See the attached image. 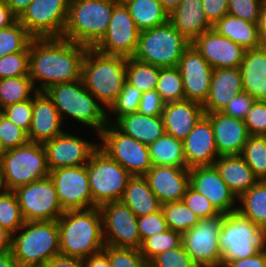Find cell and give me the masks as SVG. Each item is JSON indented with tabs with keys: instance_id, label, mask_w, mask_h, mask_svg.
Listing matches in <instances>:
<instances>
[{
	"instance_id": "83f0119b",
	"label": "cell",
	"mask_w": 266,
	"mask_h": 267,
	"mask_svg": "<svg viewBox=\"0 0 266 267\" xmlns=\"http://www.w3.org/2000/svg\"><path fill=\"white\" fill-rule=\"evenodd\" d=\"M239 70L243 92L266 101V46L246 50Z\"/></svg>"
},
{
	"instance_id": "484cf974",
	"label": "cell",
	"mask_w": 266,
	"mask_h": 267,
	"mask_svg": "<svg viewBox=\"0 0 266 267\" xmlns=\"http://www.w3.org/2000/svg\"><path fill=\"white\" fill-rule=\"evenodd\" d=\"M243 92L239 68L213 69L209 94L202 104L204 114L222 112L230 100Z\"/></svg>"
},
{
	"instance_id": "89a4df30",
	"label": "cell",
	"mask_w": 266,
	"mask_h": 267,
	"mask_svg": "<svg viewBox=\"0 0 266 267\" xmlns=\"http://www.w3.org/2000/svg\"><path fill=\"white\" fill-rule=\"evenodd\" d=\"M163 8L170 14L174 9L178 7L182 0H158Z\"/></svg>"
},
{
	"instance_id": "44dd1931",
	"label": "cell",
	"mask_w": 266,
	"mask_h": 267,
	"mask_svg": "<svg viewBox=\"0 0 266 267\" xmlns=\"http://www.w3.org/2000/svg\"><path fill=\"white\" fill-rule=\"evenodd\" d=\"M202 57L216 68H239L245 49L211 28L191 42Z\"/></svg>"
},
{
	"instance_id": "f5cc1de1",
	"label": "cell",
	"mask_w": 266,
	"mask_h": 267,
	"mask_svg": "<svg viewBox=\"0 0 266 267\" xmlns=\"http://www.w3.org/2000/svg\"><path fill=\"white\" fill-rule=\"evenodd\" d=\"M264 0H228V14L258 23L260 9Z\"/></svg>"
},
{
	"instance_id": "603a6c76",
	"label": "cell",
	"mask_w": 266,
	"mask_h": 267,
	"mask_svg": "<svg viewBox=\"0 0 266 267\" xmlns=\"http://www.w3.org/2000/svg\"><path fill=\"white\" fill-rule=\"evenodd\" d=\"M183 148L187 168L214 165L219 155L212 123L205 114L183 140Z\"/></svg>"
},
{
	"instance_id": "f907efd6",
	"label": "cell",
	"mask_w": 266,
	"mask_h": 267,
	"mask_svg": "<svg viewBox=\"0 0 266 267\" xmlns=\"http://www.w3.org/2000/svg\"><path fill=\"white\" fill-rule=\"evenodd\" d=\"M0 112L28 133L33 114V97L23 102L8 105Z\"/></svg>"
},
{
	"instance_id": "6125c7cd",
	"label": "cell",
	"mask_w": 266,
	"mask_h": 267,
	"mask_svg": "<svg viewBox=\"0 0 266 267\" xmlns=\"http://www.w3.org/2000/svg\"><path fill=\"white\" fill-rule=\"evenodd\" d=\"M85 267H110L107 254L101 250L83 259Z\"/></svg>"
},
{
	"instance_id": "7c38bea8",
	"label": "cell",
	"mask_w": 266,
	"mask_h": 267,
	"mask_svg": "<svg viewBox=\"0 0 266 267\" xmlns=\"http://www.w3.org/2000/svg\"><path fill=\"white\" fill-rule=\"evenodd\" d=\"M226 214L200 221L182 234V245L198 267H221L222 252L218 238Z\"/></svg>"
},
{
	"instance_id": "11a10c76",
	"label": "cell",
	"mask_w": 266,
	"mask_h": 267,
	"mask_svg": "<svg viewBox=\"0 0 266 267\" xmlns=\"http://www.w3.org/2000/svg\"><path fill=\"white\" fill-rule=\"evenodd\" d=\"M138 229L142 242L144 239L151 237L154 234L168 230L169 227L164 218L163 212L160 209L154 213L138 217Z\"/></svg>"
},
{
	"instance_id": "816d5d0a",
	"label": "cell",
	"mask_w": 266,
	"mask_h": 267,
	"mask_svg": "<svg viewBox=\"0 0 266 267\" xmlns=\"http://www.w3.org/2000/svg\"><path fill=\"white\" fill-rule=\"evenodd\" d=\"M182 201L200 219L211 218L220 214L205 196L190 186L187 187Z\"/></svg>"
},
{
	"instance_id": "e7e4bbea",
	"label": "cell",
	"mask_w": 266,
	"mask_h": 267,
	"mask_svg": "<svg viewBox=\"0 0 266 267\" xmlns=\"http://www.w3.org/2000/svg\"><path fill=\"white\" fill-rule=\"evenodd\" d=\"M33 0H6V5L18 18Z\"/></svg>"
},
{
	"instance_id": "d590c367",
	"label": "cell",
	"mask_w": 266,
	"mask_h": 267,
	"mask_svg": "<svg viewBox=\"0 0 266 267\" xmlns=\"http://www.w3.org/2000/svg\"><path fill=\"white\" fill-rule=\"evenodd\" d=\"M237 211L259 227L266 228V180H259L239 198Z\"/></svg>"
},
{
	"instance_id": "f546056e",
	"label": "cell",
	"mask_w": 266,
	"mask_h": 267,
	"mask_svg": "<svg viewBox=\"0 0 266 267\" xmlns=\"http://www.w3.org/2000/svg\"><path fill=\"white\" fill-rule=\"evenodd\" d=\"M214 166L237 198L259 181L241 155L219 156Z\"/></svg>"
},
{
	"instance_id": "f6af8a7d",
	"label": "cell",
	"mask_w": 266,
	"mask_h": 267,
	"mask_svg": "<svg viewBox=\"0 0 266 267\" xmlns=\"http://www.w3.org/2000/svg\"><path fill=\"white\" fill-rule=\"evenodd\" d=\"M141 96L142 92L126 81L118 97L107 109L108 112H113L116 117L113 121L107 112V122L114 124L120 117L137 112Z\"/></svg>"
},
{
	"instance_id": "b9f144b4",
	"label": "cell",
	"mask_w": 266,
	"mask_h": 267,
	"mask_svg": "<svg viewBox=\"0 0 266 267\" xmlns=\"http://www.w3.org/2000/svg\"><path fill=\"white\" fill-rule=\"evenodd\" d=\"M240 155L259 180H266V136L249 135Z\"/></svg>"
},
{
	"instance_id": "5bb4252c",
	"label": "cell",
	"mask_w": 266,
	"mask_h": 267,
	"mask_svg": "<svg viewBox=\"0 0 266 267\" xmlns=\"http://www.w3.org/2000/svg\"><path fill=\"white\" fill-rule=\"evenodd\" d=\"M102 215L104 244L119 248L140 249L138 217L121 200L99 207Z\"/></svg>"
},
{
	"instance_id": "db71d44e",
	"label": "cell",
	"mask_w": 266,
	"mask_h": 267,
	"mask_svg": "<svg viewBox=\"0 0 266 267\" xmlns=\"http://www.w3.org/2000/svg\"><path fill=\"white\" fill-rule=\"evenodd\" d=\"M244 122L249 135L266 136V101L256 100Z\"/></svg>"
},
{
	"instance_id": "277c9868",
	"label": "cell",
	"mask_w": 266,
	"mask_h": 267,
	"mask_svg": "<svg viewBox=\"0 0 266 267\" xmlns=\"http://www.w3.org/2000/svg\"><path fill=\"white\" fill-rule=\"evenodd\" d=\"M44 92L52 100L63 122L67 116L71 117L94 129L97 136L108 124L106 108L86 89L82 79L53 85Z\"/></svg>"
},
{
	"instance_id": "ffe728a7",
	"label": "cell",
	"mask_w": 266,
	"mask_h": 267,
	"mask_svg": "<svg viewBox=\"0 0 266 267\" xmlns=\"http://www.w3.org/2000/svg\"><path fill=\"white\" fill-rule=\"evenodd\" d=\"M185 93V99L205 102L210 90L212 66L190 45L180 58L178 65Z\"/></svg>"
},
{
	"instance_id": "03108f58",
	"label": "cell",
	"mask_w": 266,
	"mask_h": 267,
	"mask_svg": "<svg viewBox=\"0 0 266 267\" xmlns=\"http://www.w3.org/2000/svg\"><path fill=\"white\" fill-rule=\"evenodd\" d=\"M12 248V233L0 226V253L10 252Z\"/></svg>"
},
{
	"instance_id": "9c48e42d",
	"label": "cell",
	"mask_w": 266,
	"mask_h": 267,
	"mask_svg": "<svg viewBox=\"0 0 266 267\" xmlns=\"http://www.w3.org/2000/svg\"><path fill=\"white\" fill-rule=\"evenodd\" d=\"M191 45L169 21L139 33L133 55L139 61L158 67L178 66L184 51Z\"/></svg>"
},
{
	"instance_id": "2644e50d",
	"label": "cell",
	"mask_w": 266,
	"mask_h": 267,
	"mask_svg": "<svg viewBox=\"0 0 266 267\" xmlns=\"http://www.w3.org/2000/svg\"><path fill=\"white\" fill-rule=\"evenodd\" d=\"M20 267H46L45 265H34V266H20Z\"/></svg>"
},
{
	"instance_id": "9a60e30c",
	"label": "cell",
	"mask_w": 266,
	"mask_h": 267,
	"mask_svg": "<svg viewBox=\"0 0 266 267\" xmlns=\"http://www.w3.org/2000/svg\"><path fill=\"white\" fill-rule=\"evenodd\" d=\"M25 221L58 220L63 214L49 176L14 190Z\"/></svg>"
},
{
	"instance_id": "5b68a950",
	"label": "cell",
	"mask_w": 266,
	"mask_h": 267,
	"mask_svg": "<svg viewBox=\"0 0 266 267\" xmlns=\"http://www.w3.org/2000/svg\"><path fill=\"white\" fill-rule=\"evenodd\" d=\"M115 0L70 1L62 38L93 48L106 33Z\"/></svg>"
},
{
	"instance_id": "7bdbcfd3",
	"label": "cell",
	"mask_w": 266,
	"mask_h": 267,
	"mask_svg": "<svg viewBox=\"0 0 266 267\" xmlns=\"http://www.w3.org/2000/svg\"><path fill=\"white\" fill-rule=\"evenodd\" d=\"M182 245V233L168 229L142 241L140 253L149 263L155 256Z\"/></svg>"
},
{
	"instance_id": "003e7915",
	"label": "cell",
	"mask_w": 266,
	"mask_h": 267,
	"mask_svg": "<svg viewBox=\"0 0 266 267\" xmlns=\"http://www.w3.org/2000/svg\"><path fill=\"white\" fill-rule=\"evenodd\" d=\"M258 29L260 37L263 40V45L266 46V0L263 1L260 9Z\"/></svg>"
},
{
	"instance_id": "9f6ffc18",
	"label": "cell",
	"mask_w": 266,
	"mask_h": 267,
	"mask_svg": "<svg viewBox=\"0 0 266 267\" xmlns=\"http://www.w3.org/2000/svg\"><path fill=\"white\" fill-rule=\"evenodd\" d=\"M255 101L251 95L242 92L233 97L222 112L227 116L244 120Z\"/></svg>"
},
{
	"instance_id": "4fadbf2b",
	"label": "cell",
	"mask_w": 266,
	"mask_h": 267,
	"mask_svg": "<svg viewBox=\"0 0 266 267\" xmlns=\"http://www.w3.org/2000/svg\"><path fill=\"white\" fill-rule=\"evenodd\" d=\"M68 8L69 0H33L17 20L33 38H60Z\"/></svg>"
},
{
	"instance_id": "8992f818",
	"label": "cell",
	"mask_w": 266,
	"mask_h": 267,
	"mask_svg": "<svg viewBox=\"0 0 266 267\" xmlns=\"http://www.w3.org/2000/svg\"><path fill=\"white\" fill-rule=\"evenodd\" d=\"M11 252L19 266L45 265L60 254L57 220L25 221L12 234Z\"/></svg>"
},
{
	"instance_id": "753ad0ef",
	"label": "cell",
	"mask_w": 266,
	"mask_h": 267,
	"mask_svg": "<svg viewBox=\"0 0 266 267\" xmlns=\"http://www.w3.org/2000/svg\"><path fill=\"white\" fill-rule=\"evenodd\" d=\"M4 188L2 187V185L0 184V192L3 190Z\"/></svg>"
},
{
	"instance_id": "91938a15",
	"label": "cell",
	"mask_w": 266,
	"mask_h": 267,
	"mask_svg": "<svg viewBox=\"0 0 266 267\" xmlns=\"http://www.w3.org/2000/svg\"><path fill=\"white\" fill-rule=\"evenodd\" d=\"M224 267H266V251H260L248 258L232 260Z\"/></svg>"
},
{
	"instance_id": "f35d334b",
	"label": "cell",
	"mask_w": 266,
	"mask_h": 267,
	"mask_svg": "<svg viewBox=\"0 0 266 267\" xmlns=\"http://www.w3.org/2000/svg\"><path fill=\"white\" fill-rule=\"evenodd\" d=\"M155 90L165 103L185 100L183 79L178 66L160 68Z\"/></svg>"
},
{
	"instance_id": "4316f807",
	"label": "cell",
	"mask_w": 266,
	"mask_h": 267,
	"mask_svg": "<svg viewBox=\"0 0 266 267\" xmlns=\"http://www.w3.org/2000/svg\"><path fill=\"white\" fill-rule=\"evenodd\" d=\"M203 115V106L196 101L165 103L162 112L165 133L183 141Z\"/></svg>"
},
{
	"instance_id": "6f0895ef",
	"label": "cell",
	"mask_w": 266,
	"mask_h": 267,
	"mask_svg": "<svg viewBox=\"0 0 266 267\" xmlns=\"http://www.w3.org/2000/svg\"><path fill=\"white\" fill-rule=\"evenodd\" d=\"M165 102L154 89L142 93L137 112L147 116H162Z\"/></svg>"
},
{
	"instance_id": "7402d4cb",
	"label": "cell",
	"mask_w": 266,
	"mask_h": 267,
	"mask_svg": "<svg viewBox=\"0 0 266 267\" xmlns=\"http://www.w3.org/2000/svg\"><path fill=\"white\" fill-rule=\"evenodd\" d=\"M161 204L182 201L189 186V168L152 166L144 175Z\"/></svg>"
},
{
	"instance_id": "e575fe53",
	"label": "cell",
	"mask_w": 266,
	"mask_h": 267,
	"mask_svg": "<svg viewBox=\"0 0 266 267\" xmlns=\"http://www.w3.org/2000/svg\"><path fill=\"white\" fill-rule=\"evenodd\" d=\"M152 166L186 167L183 141L165 133L148 146Z\"/></svg>"
},
{
	"instance_id": "8c879c8a",
	"label": "cell",
	"mask_w": 266,
	"mask_h": 267,
	"mask_svg": "<svg viewBox=\"0 0 266 267\" xmlns=\"http://www.w3.org/2000/svg\"><path fill=\"white\" fill-rule=\"evenodd\" d=\"M117 3H125L127 0H115Z\"/></svg>"
},
{
	"instance_id": "2e32d148",
	"label": "cell",
	"mask_w": 266,
	"mask_h": 267,
	"mask_svg": "<svg viewBox=\"0 0 266 267\" xmlns=\"http://www.w3.org/2000/svg\"><path fill=\"white\" fill-rule=\"evenodd\" d=\"M139 33L128 8L117 3L106 33L93 48L102 54L130 58L136 52Z\"/></svg>"
},
{
	"instance_id": "7dc6e473",
	"label": "cell",
	"mask_w": 266,
	"mask_h": 267,
	"mask_svg": "<svg viewBox=\"0 0 266 267\" xmlns=\"http://www.w3.org/2000/svg\"><path fill=\"white\" fill-rule=\"evenodd\" d=\"M28 142V133L0 112V153Z\"/></svg>"
},
{
	"instance_id": "ab89813d",
	"label": "cell",
	"mask_w": 266,
	"mask_h": 267,
	"mask_svg": "<svg viewBox=\"0 0 266 267\" xmlns=\"http://www.w3.org/2000/svg\"><path fill=\"white\" fill-rule=\"evenodd\" d=\"M169 229L184 233L193 228L200 218L183 201L168 202L161 206Z\"/></svg>"
},
{
	"instance_id": "681fc988",
	"label": "cell",
	"mask_w": 266,
	"mask_h": 267,
	"mask_svg": "<svg viewBox=\"0 0 266 267\" xmlns=\"http://www.w3.org/2000/svg\"><path fill=\"white\" fill-rule=\"evenodd\" d=\"M149 267H198L184 249L183 245L155 256Z\"/></svg>"
},
{
	"instance_id": "8d00e7d4",
	"label": "cell",
	"mask_w": 266,
	"mask_h": 267,
	"mask_svg": "<svg viewBox=\"0 0 266 267\" xmlns=\"http://www.w3.org/2000/svg\"><path fill=\"white\" fill-rule=\"evenodd\" d=\"M37 92L29 75L0 79V111L8 105L31 99Z\"/></svg>"
},
{
	"instance_id": "ba28073f",
	"label": "cell",
	"mask_w": 266,
	"mask_h": 267,
	"mask_svg": "<svg viewBox=\"0 0 266 267\" xmlns=\"http://www.w3.org/2000/svg\"><path fill=\"white\" fill-rule=\"evenodd\" d=\"M224 267L232 260L266 251V228L259 227L238 211L227 213L218 238Z\"/></svg>"
},
{
	"instance_id": "be15d7a7",
	"label": "cell",
	"mask_w": 266,
	"mask_h": 267,
	"mask_svg": "<svg viewBox=\"0 0 266 267\" xmlns=\"http://www.w3.org/2000/svg\"><path fill=\"white\" fill-rule=\"evenodd\" d=\"M17 17L12 13L6 2H0V29L12 25Z\"/></svg>"
},
{
	"instance_id": "8fae6325",
	"label": "cell",
	"mask_w": 266,
	"mask_h": 267,
	"mask_svg": "<svg viewBox=\"0 0 266 267\" xmlns=\"http://www.w3.org/2000/svg\"><path fill=\"white\" fill-rule=\"evenodd\" d=\"M99 148L132 176H144L152 167L148 145L121 132L108 123L99 134Z\"/></svg>"
},
{
	"instance_id": "d6a6232c",
	"label": "cell",
	"mask_w": 266,
	"mask_h": 267,
	"mask_svg": "<svg viewBox=\"0 0 266 267\" xmlns=\"http://www.w3.org/2000/svg\"><path fill=\"white\" fill-rule=\"evenodd\" d=\"M121 201L137 217L159 211L162 206L144 176H132L129 179Z\"/></svg>"
},
{
	"instance_id": "60d3db41",
	"label": "cell",
	"mask_w": 266,
	"mask_h": 267,
	"mask_svg": "<svg viewBox=\"0 0 266 267\" xmlns=\"http://www.w3.org/2000/svg\"><path fill=\"white\" fill-rule=\"evenodd\" d=\"M32 39L24 26L16 20L12 25L0 29V57L10 53L29 52Z\"/></svg>"
},
{
	"instance_id": "cb8c5ba5",
	"label": "cell",
	"mask_w": 266,
	"mask_h": 267,
	"mask_svg": "<svg viewBox=\"0 0 266 267\" xmlns=\"http://www.w3.org/2000/svg\"><path fill=\"white\" fill-rule=\"evenodd\" d=\"M205 115L212 123L218 155H240L249 137L244 120L227 116L223 112Z\"/></svg>"
},
{
	"instance_id": "52a82bcc",
	"label": "cell",
	"mask_w": 266,
	"mask_h": 267,
	"mask_svg": "<svg viewBox=\"0 0 266 267\" xmlns=\"http://www.w3.org/2000/svg\"><path fill=\"white\" fill-rule=\"evenodd\" d=\"M47 154L42 143L28 142L0 153V184L5 190L49 176Z\"/></svg>"
},
{
	"instance_id": "1f68e13d",
	"label": "cell",
	"mask_w": 266,
	"mask_h": 267,
	"mask_svg": "<svg viewBox=\"0 0 266 267\" xmlns=\"http://www.w3.org/2000/svg\"><path fill=\"white\" fill-rule=\"evenodd\" d=\"M213 29L219 35L232 40L245 50L255 49L263 45L258 23H251L230 14H226L218 20L213 25Z\"/></svg>"
},
{
	"instance_id": "bcb514c9",
	"label": "cell",
	"mask_w": 266,
	"mask_h": 267,
	"mask_svg": "<svg viewBox=\"0 0 266 267\" xmlns=\"http://www.w3.org/2000/svg\"><path fill=\"white\" fill-rule=\"evenodd\" d=\"M103 251L108 256L110 267H148L139 249L105 245Z\"/></svg>"
},
{
	"instance_id": "836d02e7",
	"label": "cell",
	"mask_w": 266,
	"mask_h": 267,
	"mask_svg": "<svg viewBox=\"0 0 266 267\" xmlns=\"http://www.w3.org/2000/svg\"><path fill=\"white\" fill-rule=\"evenodd\" d=\"M124 4L140 32L169 21L168 12L158 0H127Z\"/></svg>"
},
{
	"instance_id": "7a4b0ae2",
	"label": "cell",
	"mask_w": 266,
	"mask_h": 267,
	"mask_svg": "<svg viewBox=\"0 0 266 267\" xmlns=\"http://www.w3.org/2000/svg\"><path fill=\"white\" fill-rule=\"evenodd\" d=\"M57 224L62 255L85 259L105 247L99 207L66 210Z\"/></svg>"
},
{
	"instance_id": "f1b7e54d",
	"label": "cell",
	"mask_w": 266,
	"mask_h": 267,
	"mask_svg": "<svg viewBox=\"0 0 266 267\" xmlns=\"http://www.w3.org/2000/svg\"><path fill=\"white\" fill-rule=\"evenodd\" d=\"M169 22L190 42L213 28L205 17L202 0H182L169 14Z\"/></svg>"
},
{
	"instance_id": "d4e9b609",
	"label": "cell",
	"mask_w": 266,
	"mask_h": 267,
	"mask_svg": "<svg viewBox=\"0 0 266 267\" xmlns=\"http://www.w3.org/2000/svg\"><path fill=\"white\" fill-rule=\"evenodd\" d=\"M62 124V118L47 94L41 91L35 93L29 141L44 144L64 132Z\"/></svg>"
},
{
	"instance_id": "30bf717a",
	"label": "cell",
	"mask_w": 266,
	"mask_h": 267,
	"mask_svg": "<svg viewBox=\"0 0 266 267\" xmlns=\"http://www.w3.org/2000/svg\"><path fill=\"white\" fill-rule=\"evenodd\" d=\"M92 208L122 199L132 175L98 148L86 164Z\"/></svg>"
},
{
	"instance_id": "c3c4849f",
	"label": "cell",
	"mask_w": 266,
	"mask_h": 267,
	"mask_svg": "<svg viewBox=\"0 0 266 267\" xmlns=\"http://www.w3.org/2000/svg\"><path fill=\"white\" fill-rule=\"evenodd\" d=\"M29 75V52H17L0 57V79Z\"/></svg>"
},
{
	"instance_id": "6da1fadb",
	"label": "cell",
	"mask_w": 266,
	"mask_h": 267,
	"mask_svg": "<svg viewBox=\"0 0 266 267\" xmlns=\"http://www.w3.org/2000/svg\"><path fill=\"white\" fill-rule=\"evenodd\" d=\"M88 48L62 37L33 38L29 44V77L36 90L44 92L53 85L80 80Z\"/></svg>"
},
{
	"instance_id": "4dcf8cb0",
	"label": "cell",
	"mask_w": 266,
	"mask_h": 267,
	"mask_svg": "<svg viewBox=\"0 0 266 267\" xmlns=\"http://www.w3.org/2000/svg\"><path fill=\"white\" fill-rule=\"evenodd\" d=\"M114 125L121 132L148 146L165 134L162 116H147L134 112L120 117Z\"/></svg>"
},
{
	"instance_id": "ac0fdd59",
	"label": "cell",
	"mask_w": 266,
	"mask_h": 267,
	"mask_svg": "<svg viewBox=\"0 0 266 267\" xmlns=\"http://www.w3.org/2000/svg\"><path fill=\"white\" fill-rule=\"evenodd\" d=\"M49 170L63 167L86 165L92 154L99 148L98 143L63 132L45 142Z\"/></svg>"
},
{
	"instance_id": "3957f363",
	"label": "cell",
	"mask_w": 266,
	"mask_h": 267,
	"mask_svg": "<svg viewBox=\"0 0 266 267\" xmlns=\"http://www.w3.org/2000/svg\"><path fill=\"white\" fill-rule=\"evenodd\" d=\"M127 58L106 55L88 48L82 63L81 79L106 109L115 101L126 82Z\"/></svg>"
},
{
	"instance_id": "ee69618b",
	"label": "cell",
	"mask_w": 266,
	"mask_h": 267,
	"mask_svg": "<svg viewBox=\"0 0 266 267\" xmlns=\"http://www.w3.org/2000/svg\"><path fill=\"white\" fill-rule=\"evenodd\" d=\"M24 222L15 192L3 189L0 192V226L14 234Z\"/></svg>"
},
{
	"instance_id": "e0dca14e",
	"label": "cell",
	"mask_w": 266,
	"mask_h": 267,
	"mask_svg": "<svg viewBox=\"0 0 266 267\" xmlns=\"http://www.w3.org/2000/svg\"><path fill=\"white\" fill-rule=\"evenodd\" d=\"M50 179L64 211L92 208V193L87 166L63 167L51 170Z\"/></svg>"
},
{
	"instance_id": "680465c9",
	"label": "cell",
	"mask_w": 266,
	"mask_h": 267,
	"mask_svg": "<svg viewBox=\"0 0 266 267\" xmlns=\"http://www.w3.org/2000/svg\"><path fill=\"white\" fill-rule=\"evenodd\" d=\"M202 9L208 22L213 26L228 14V0H202Z\"/></svg>"
},
{
	"instance_id": "94428289",
	"label": "cell",
	"mask_w": 266,
	"mask_h": 267,
	"mask_svg": "<svg viewBox=\"0 0 266 267\" xmlns=\"http://www.w3.org/2000/svg\"><path fill=\"white\" fill-rule=\"evenodd\" d=\"M46 267H85L83 259L66 255L53 256L46 264Z\"/></svg>"
},
{
	"instance_id": "a7ac6f4b",
	"label": "cell",
	"mask_w": 266,
	"mask_h": 267,
	"mask_svg": "<svg viewBox=\"0 0 266 267\" xmlns=\"http://www.w3.org/2000/svg\"><path fill=\"white\" fill-rule=\"evenodd\" d=\"M0 267H20L12 252L0 253Z\"/></svg>"
},
{
	"instance_id": "74e56055",
	"label": "cell",
	"mask_w": 266,
	"mask_h": 267,
	"mask_svg": "<svg viewBox=\"0 0 266 267\" xmlns=\"http://www.w3.org/2000/svg\"><path fill=\"white\" fill-rule=\"evenodd\" d=\"M160 68L149 63L127 58L126 81L142 93L154 90L157 85Z\"/></svg>"
},
{
	"instance_id": "d6986e66",
	"label": "cell",
	"mask_w": 266,
	"mask_h": 267,
	"mask_svg": "<svg viewBox=\"0 0 266 267\" xmlns=\"http://www.w3.org/2000/svg\"><path fill=\"white\" fill-rule=\"evenodd\" d=\"M189 186L205 196L219 213L237 211L238 198L222 180L214 165L189 168Z\"/></svg>"
}]
</instances>
